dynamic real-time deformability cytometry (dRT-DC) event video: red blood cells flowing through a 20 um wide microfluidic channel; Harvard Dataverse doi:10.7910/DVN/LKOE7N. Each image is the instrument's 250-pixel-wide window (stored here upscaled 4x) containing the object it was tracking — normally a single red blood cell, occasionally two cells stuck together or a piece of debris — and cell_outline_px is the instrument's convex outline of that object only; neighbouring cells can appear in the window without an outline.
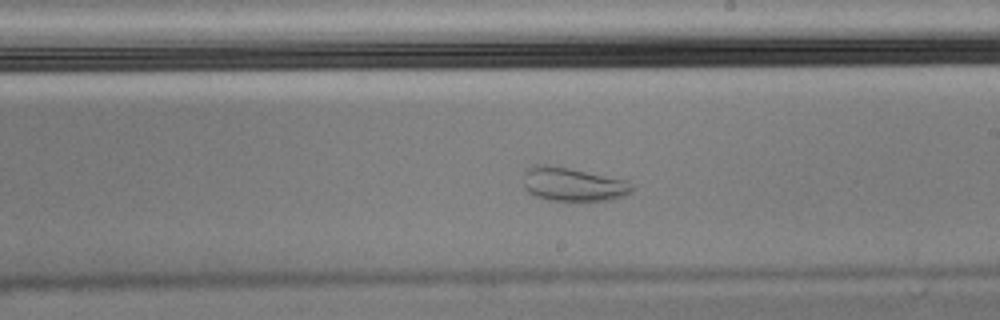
{"species": "Egyptian fruit bat (a non-hibernating species)", "species_latin": "Rousettus aegyptiacus", "temperature_condition": "cold", "stored_images_in_passage": 57, "camera_frame_rate_fps": 3000, "um_per_image_px": 0.085, "animal": {"sex": "male"}, "frame": {"image": 1, "passage_image": 33, "time_ms": 10.667, "image_size_px": [1000, 320], "cell_outline_px": [[632, 192], [624, 196], [612, 200], [548, 200], [536, 196], [528, 192], [524, 188], [524, 172], [532, 164], [552, 164], [628, 180], [632, 184]], "centroid_in_image_um": [48.7, 15.64], "position_along_channel_um": 240.3, "area_um2": 21.62}}